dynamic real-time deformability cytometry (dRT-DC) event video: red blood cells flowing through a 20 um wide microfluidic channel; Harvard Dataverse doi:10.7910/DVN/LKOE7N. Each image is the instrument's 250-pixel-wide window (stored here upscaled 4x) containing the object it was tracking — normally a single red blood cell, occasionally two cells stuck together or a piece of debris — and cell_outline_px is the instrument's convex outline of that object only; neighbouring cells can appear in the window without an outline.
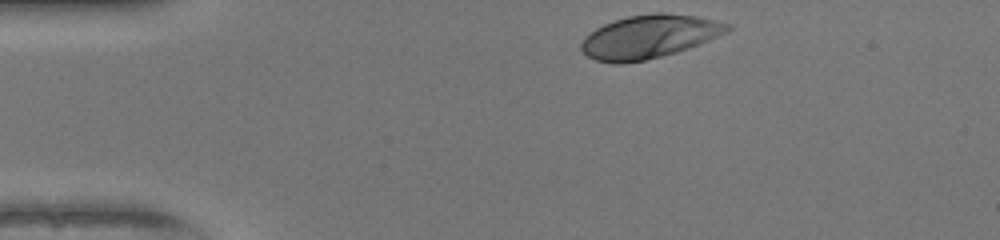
{"species": "human", "species_latin": "Homo sapiens", "temperature_condition": "warm", "stored_images_in_passage": 33, "camera_frame_rate_fps": 3000, "um_per_image_px": 0.085, "donor": {"sex": "female"}, "frame": {"image": 1, "passage_image": 1, "time_ms": 0.0, "image_size_px": [1000, 240], "cell_outline_px": [[732, 28], [728, 32], [688, 48], [676, 52], [644, 60], [620, 64], [612, 64], [596, 60], [588, 56], [580, 48], [580, 44], [584, 36], [596, 28], [604, 24], [628, 16], [656, 12], [664, 12], [696, 16], [716, 20], [732, 24]], "centroid_in_image_um": [55.18, 3.11], "position_along_channel_um": 29.8, "area_um2": 36.88}}
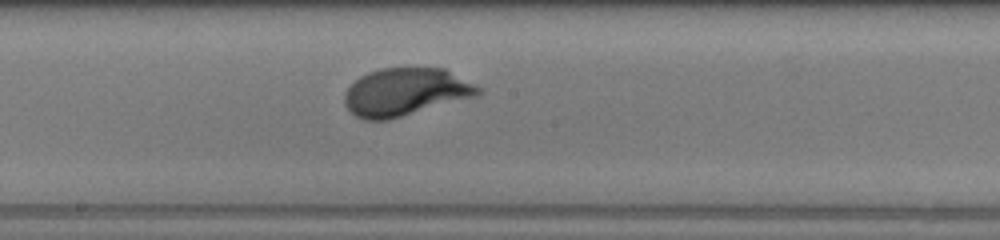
{"frame": {"image": 2, "passage_image": 19, "time_ms": 6.0, "image_size_px": [1000, 240], "cell_outline_px": [[484, 92], [480, 96], [388, 120], [364, 120], [356, 116], [344, 104], [344, 92], [360, 76], [368, 72], [380, 68], [444, 68], [484, 88]], "centroid_in_image_um": [34.53, 7.82], "position_along_channel_um": 213.7, "area_um2": 37.63}}
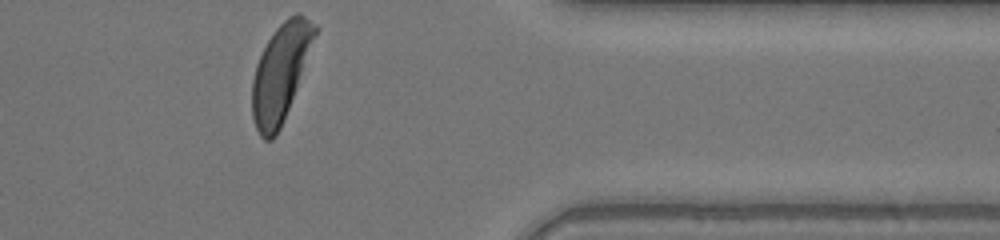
{"frame": {"image": 3, "passage_image": 33, "time_ms": 10.667, "image_size_px": [1000, 240], "cell_outline_px": [[320, 28], [284, 120], [276, 136], [272, 140], [264, 140], [260, 136], [256, 128], [252, 116], [252, 80], [256, 64], [268, 40], [276, 28], [288, 16], [296, 12], [300, 12], [316, 24]], "centroid_in_image_um": [23.87, 6.15], "position_along_channel_um": 387.5, "area_um2": 35.6}, "authors_computed_cell_mechanics": {"area_um2": 36.3562, "velocity_mm_per_s": 4.0848, "shape_relaxation_time_tau1_ms": 2.0758, "shape_relaxation_time_tau2_ms": null, "deformation_change_tau1": 0.1608, "deformation_change_tau2": null}}